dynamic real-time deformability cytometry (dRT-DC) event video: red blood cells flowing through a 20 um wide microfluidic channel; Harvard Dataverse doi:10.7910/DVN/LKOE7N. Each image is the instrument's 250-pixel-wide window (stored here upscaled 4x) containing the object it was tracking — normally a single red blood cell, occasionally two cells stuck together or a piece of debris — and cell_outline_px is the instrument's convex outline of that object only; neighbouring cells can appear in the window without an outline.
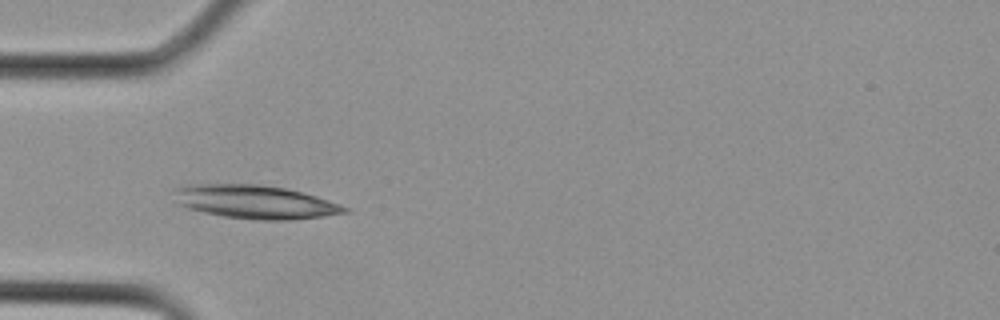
{"species": "Egyptian fruit bat (a non-hibernating species)", "species_latin": "Rousettus aegyptiacus", "temperature_condition": "cold", "stored_images_in_passage": 9, "camera_frame_rate_fps": 3000, "um_per_image_px": 0.085, "animal": {"sex": "female"}, "frame": {"image": 1, "passage_image": 2, "time_ms": 0.333, "image_size_px": [1000, 320], "cell_outline_px": [[352, 212], [324, 216], [292, 220], [256, 220], [224, 216], [204, 212], [188, 208], [180, 204], [176, 192], [176, 188], [184, 184], [260, 184], [284, 188], [304, 192], [328, 200], [348, 208]], "centroid_in_image_um": [21.75, 17.16], "position_along_channel_um": 63.3, "area_um2": 33.12}}
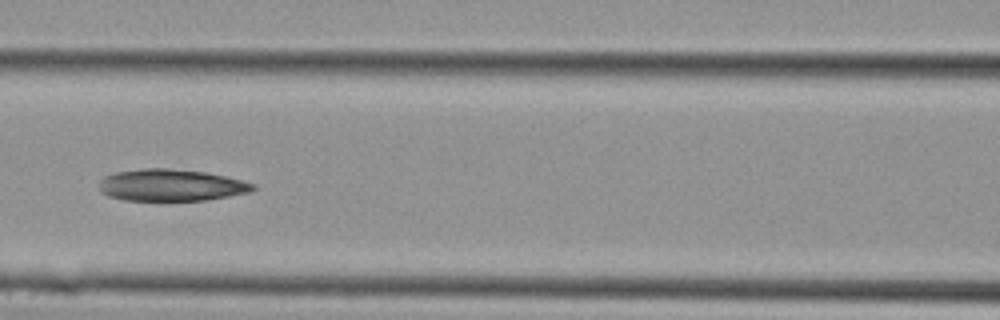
{"frame": {"image": 2, "passage_image": 6, "time_ms": 1.667, "image_size_px": [1000, 320], "cell_outline_px": [[256, 188], [248, 192], [208, 200], [124, 200], [108, 196], [100, 192], [100, 180], [104, 176], [116, 172], [144, 168], [168, 168], [204, 172], [224, 176], [256, 184]], "centroid_in_image_um": [14.52, 15.74], "position_along_channel_um": 152.1, "area_um2": 28.38}}
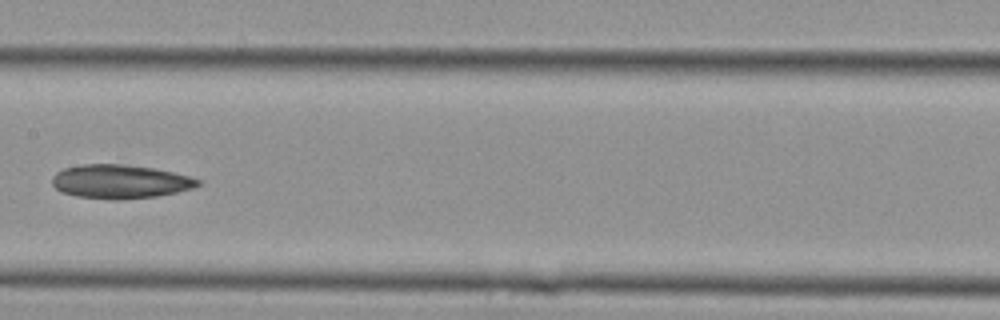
{"frame": {"image": 3, "passage_image": 8, "time_ms": 2.333, "image_size_px": [1000, 320], "cell_outline_px": [[200, 184], [192, 188], [176, 192], [156, 196], [120, 200], [116, 200], [76, 196], [64, 192], [56, 188], [52, 184], [52, 176], [56, 172], [64, 168], [84, 164], [124, 164], [152, 168], [172, 172], [188, 176], [200, 180]], "centroid_in_image_um": [10.18, 15.43], "position_along_channel_um": 197.2, "area_um2": 28.5}}